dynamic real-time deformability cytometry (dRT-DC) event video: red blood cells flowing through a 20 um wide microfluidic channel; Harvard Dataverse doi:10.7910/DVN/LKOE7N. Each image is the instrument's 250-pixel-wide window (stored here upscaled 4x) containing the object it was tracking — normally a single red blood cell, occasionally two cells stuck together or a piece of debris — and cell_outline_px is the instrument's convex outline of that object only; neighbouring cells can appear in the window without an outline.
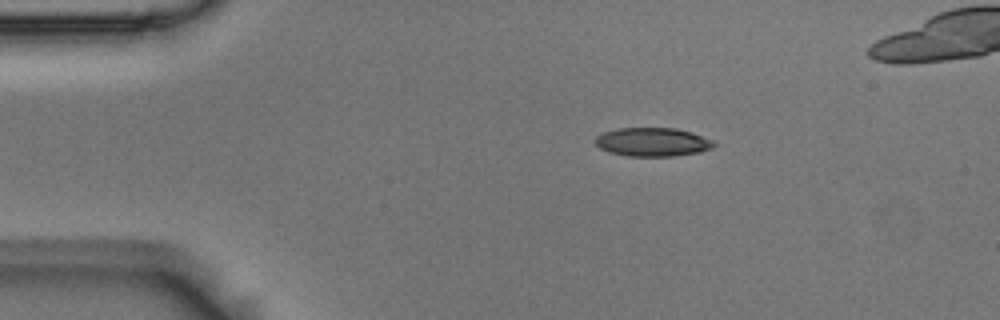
{"species": "Egyptian fruit bat (a non-hibernating species)", "species_latin": "Rousettus aegyptiacus", "temperature_condition": "room temperature", "stored_images_in_passage": 3, "camera_frame_rate_fps": 3000, "um_per_image_px": 0.085, "animal": {"sex": "male"}, "frame": {"image": 1, "passage_image": 1, "time_ms": 0.0, "image_size_px": [1000, 320], "cell_outline_px": [[716, 144], [712, 148], [700, 152], [672, 156], [628, 156], [608, 152], [600, 148], [596, 144], [596, 136], [604, 132], [616, 128], [676, 128], [692, 132], [716, 140]], "centroid_in_image_um": [55.51, 12.07], "position_along_channel_um": 29.5, "area_um2": 20.0}}